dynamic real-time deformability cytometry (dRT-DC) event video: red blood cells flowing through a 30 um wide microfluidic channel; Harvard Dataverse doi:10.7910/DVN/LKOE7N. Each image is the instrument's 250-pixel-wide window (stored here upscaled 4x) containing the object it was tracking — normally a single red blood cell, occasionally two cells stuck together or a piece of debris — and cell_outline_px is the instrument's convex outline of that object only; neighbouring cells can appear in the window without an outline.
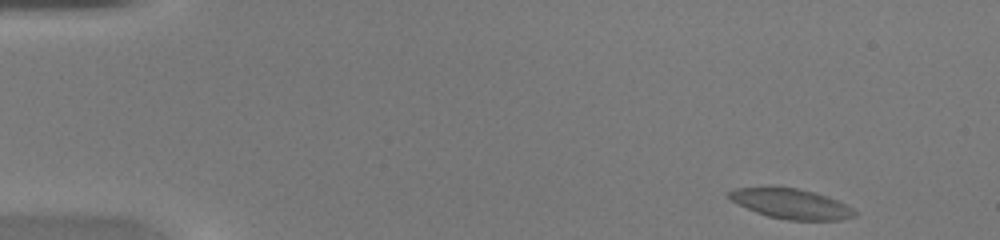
{"species": "common noctule bat (a hibernating species)", "species_latin": "Nyctalus noctula", "temperature_condition": "warm", "stored_images_in_passage": 43, "camera_frame_rate_fps": 3000, "um_per_image_px": 0.085, "animal": {"sex": "female", "body_mass_g": 20.0, "forearm_length_mm": 54.0}, "frame": {"image": 1, "passage_image": 1, "time_ms": 0.0, "image_size_px": [1000, 240], "cell_outline_px": [[856, 216], [840, 220], [788, 220], [768, 216], [756, 212], [732, 200], [728, 196], [728, 192], [736, 188], [768, 184], [776, 184], [816, 192], [828, 196], [852, 208], [856, 212]], "centroid_in_image_um": [67.21, 17.27], "position_along_channel_um": 17.8, "area_um2": 22.48}}
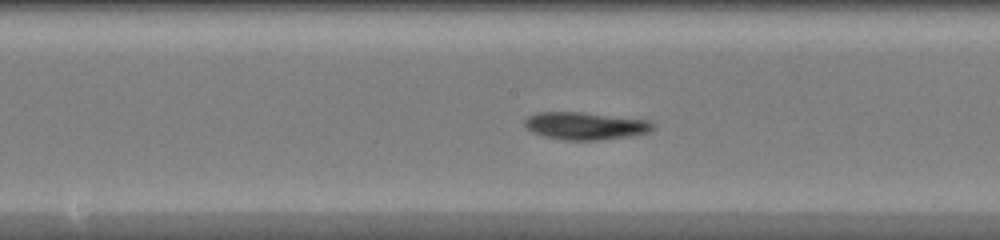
{"frame": {"image": 2, "passage_image": 21, "time_ms": 6.667, "image_size_px": [1000, 240], "cell_outline_px": [[656, 124], [648, 132], [632, 136], [596, 140], [564, 140], [544, 136], [532, 132], [524, 124], [524, 120], [528, 116], [536, 112], [584, 112], [648, 120]], "centroid_in_image_um": [49.75, 10.69], "position_along_channel_um": 198.5, "area_um2": 20.58}}
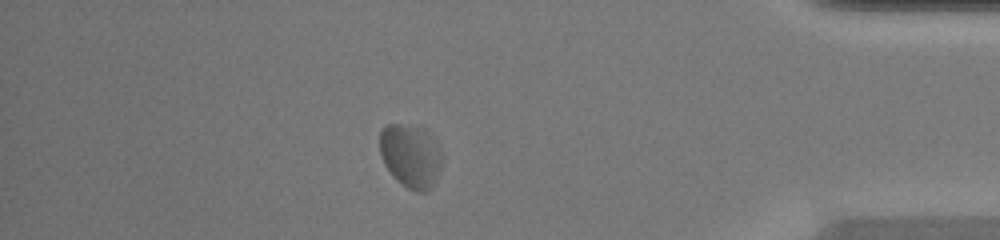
{"frame": {"image": 3, "passage_image": 37, "time_ms": 12.0, "image_size_px": [1000, 240], "cell_outline_px": [[444, 156], [436, 180], [432, 188], [424, 192], [416, 192], [408, 188], [396, 180], [392, 176], [384, 164], [380, 152], [380, 132], [388, 124], [400, 124], [424, 128], [436, 140]], "centroid_in_image_um": [34.94, 13.26], "position_along_channel_um": 400.3, "area_um2": 23.41}}